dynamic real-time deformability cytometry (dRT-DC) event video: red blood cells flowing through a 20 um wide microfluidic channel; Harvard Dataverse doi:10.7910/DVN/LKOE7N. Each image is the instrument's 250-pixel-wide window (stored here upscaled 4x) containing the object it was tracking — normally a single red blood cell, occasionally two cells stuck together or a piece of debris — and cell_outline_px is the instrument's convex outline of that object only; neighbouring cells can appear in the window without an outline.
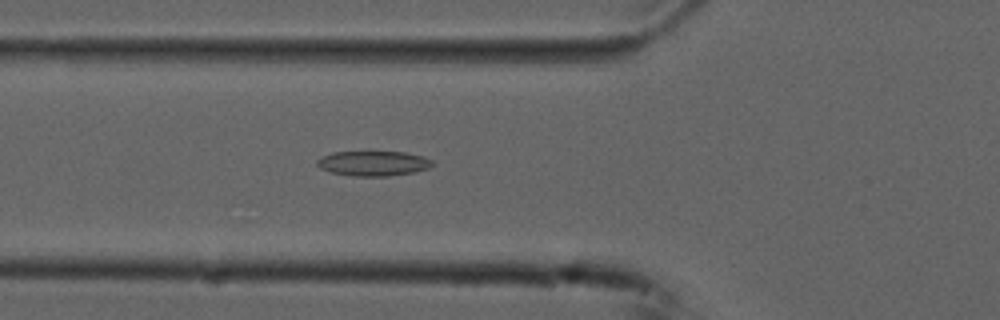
{"species": "common noctule bat (a hibernating species)", "species_latin": "Nyctalus noctula", "temperature_condition": "cold", "stored_images_in_passage": 43, "camera_frame_rate_fps": 3000, "um_per_image_px": 0.085, "animal": {"sex": "male", "forearm_length_mm": 52.5}, "frame": {"image": 1, "passage_image": 8, "time_ms": 2.333, "image_size_px": [1000, 320], "cell_outline_px": [[436, 164], [428, 168], [416, 172], [388, 176], [352, 176], [328, 172], [320, 168], [316, 164], [316, 160], [332, 152], [404, 152], [424, 156], [432, 160]], "centroid_in_image_um": [31.75, 13.89], "position_along_channel_um": 94.1, "area_um2": 16.94}}
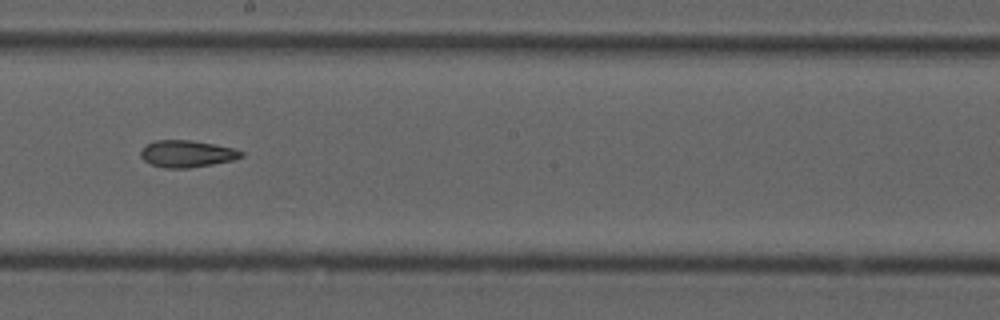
{"frame": {"image": 2, "passage_image": 19, "time_ms": 6.0, "image_size_px": [1000, 320], "cell_outline_px": [[244, 156], [232, 160], [212, 164], [188, 168], [164, 168], [152, 164], [144, 160], [140, 156], [140, 152], [148, 144], [156, 140], [192, 140], [232, 148], [244, 152]], "centroid_in_image_um": [15.89, 13.07], "position_along_channel_um": 232.3, "area_um2": 15.55}}
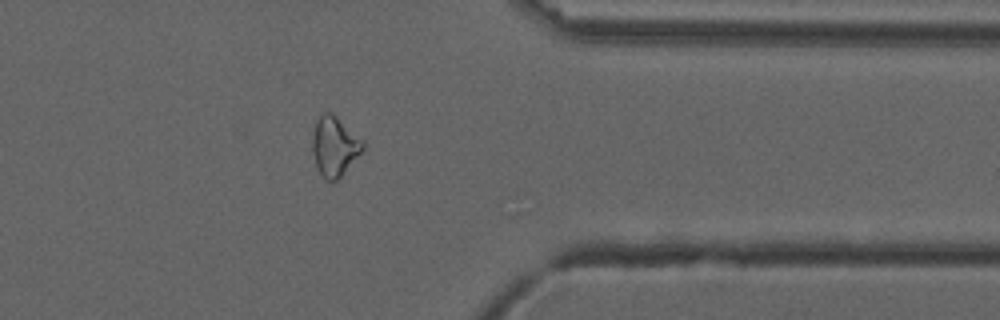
{"frame": {"image": 3, "passage_image": 32, "time_ms": 10.333, "image_size_px": [1000, 320], "cell_outline_px": [[364, 148], [340, 176], [336, 180], [328, 180], [320, 172], [316, 164], [312, 152], [312, 140], [316, 120], [324, 112], [332, 112], [364, 144]], "centroid_in_image_um": [28.39, 12.41], "position_along_channel_um": 383.0, "area_um2": 16.7}, "authors_computed_cell_mechanics": {"area_um2": 16.7042, "velocity_mm_per_s": 3.7501, "shape_relaxation_time_tau1_ms": null, "shape_relaxation_time_tau2_ms": 5.814, "deformation_change_tau1": null, "deformation_change_tau2": 0.1397}}